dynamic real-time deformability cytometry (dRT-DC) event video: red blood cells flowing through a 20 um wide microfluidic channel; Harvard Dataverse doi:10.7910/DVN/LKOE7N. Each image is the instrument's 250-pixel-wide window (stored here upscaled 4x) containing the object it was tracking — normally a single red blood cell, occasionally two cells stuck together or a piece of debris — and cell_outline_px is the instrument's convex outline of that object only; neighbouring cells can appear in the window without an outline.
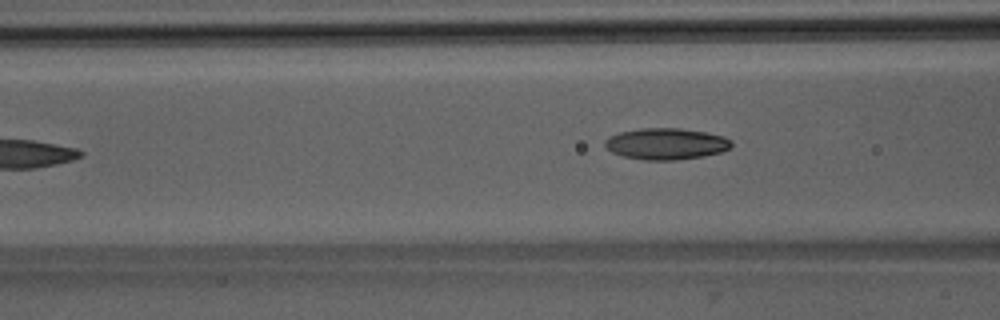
{"species": "Egyptian fruit bat (a non-hibernating species)", "species_latin": "Rousettus aegyptiacus", "temperature_condition": "room temperature", "stored_images_in_passage": 5, "camera_frame_rate_fps": 3000, "um_per_image_px": 0.085, "animal": {"sex": "male"}, "frame": {"image": 1, "passage_image": 5, "time_ms": 4.667, "image_size_px": [1000, 320], "cell_outline_px": [[732, 144], [728, 148], [720, 152], [704, 156], [676, 160], [644, 160], [624, 156], [612, 152], [604, 144], [604, 140], [608, 136], [620, 132], [640, 128], [680, 128], [708, 132], [724, 136], [732, 140]], "centroid_in_image_um": [56.62, 12.21], "position_along_channel_um": 110.0, "area_um2": 23.24}}